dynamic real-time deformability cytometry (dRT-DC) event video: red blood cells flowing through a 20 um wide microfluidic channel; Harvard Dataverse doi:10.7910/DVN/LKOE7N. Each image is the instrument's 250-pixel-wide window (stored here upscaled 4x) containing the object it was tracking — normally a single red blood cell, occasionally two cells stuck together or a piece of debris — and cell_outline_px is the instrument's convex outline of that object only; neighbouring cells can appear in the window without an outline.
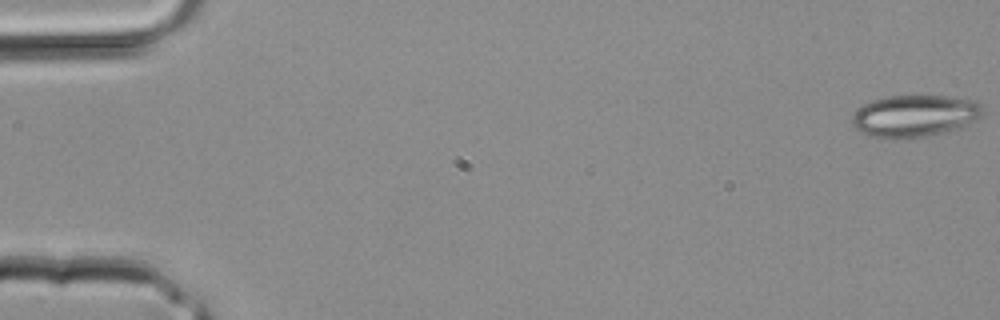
{"species": "common noctule bat (a hibernating species)", "species_latin": "Nyctalus noctula", "temperature_condition": "room temperature", "stored_images_in_passage": 4, "camera_frame_rate_fps": 3000, "um_per_image_px": 0.085, "animal": {"sex": "male", "body_mass_g": 20.4}, "frame": {"image": 1, "passage_image": 1, "time_ms": 0.0, "image_size_px": [1000, 320], "cell_outline_px": [[980, 116], [960, 128], [928, 136], [900, 140], [868, 136], [860, 132], [852, 124], [852, 116], [864, 104], [872, 100], [884, 96], [948, 96], [976, 100], [980, 104]], "centroid_in_image_um": [77.7, 9.87], "position_along_channel_um": 7.3, "area_um2": 32.02}}